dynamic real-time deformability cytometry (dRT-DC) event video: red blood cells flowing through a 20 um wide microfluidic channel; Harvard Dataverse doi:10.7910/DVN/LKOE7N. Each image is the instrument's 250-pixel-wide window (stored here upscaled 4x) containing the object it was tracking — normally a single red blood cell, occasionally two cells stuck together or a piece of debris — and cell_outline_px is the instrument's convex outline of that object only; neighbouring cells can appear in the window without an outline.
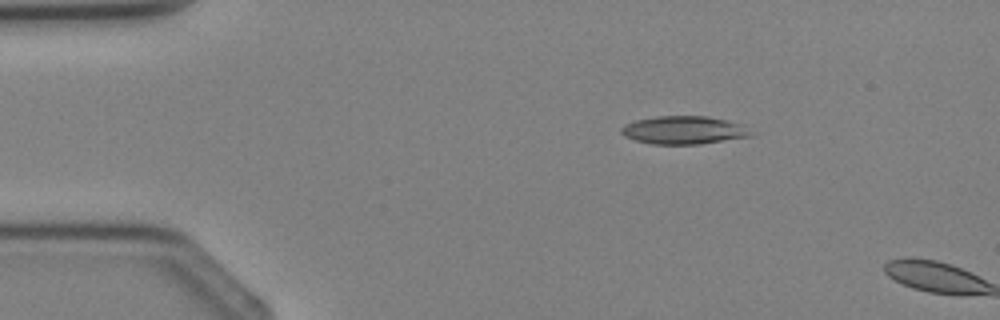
{"species": "Egyptian fruit bat (a non-hibernating species)", "species_latin": "Rousettus aegyptiacus", "temperature_condition": "cold", "stored_images_in_passage": 2, "camera_frame_rate_fps": 3000, "um_per_image_px": 0.085, "animal": {"sex": "female"}, "frame": {"image": 1, "passage_image": 1, "time_ms": 0.0, "image_size_px": [1000, 320], "cell_outline_px": [[752, 136], [700, 144], [652, 144], [636, 140], [624, 136], [620, 132], [620, 128], [624, 124], [636, 120], [656, 116], [708, 116], [744, 124], [752, 132]], "centroid_in_image_um": [58.13, 11.05], "position_along_channel_um": 26.9, "area_um2": 21.33}}